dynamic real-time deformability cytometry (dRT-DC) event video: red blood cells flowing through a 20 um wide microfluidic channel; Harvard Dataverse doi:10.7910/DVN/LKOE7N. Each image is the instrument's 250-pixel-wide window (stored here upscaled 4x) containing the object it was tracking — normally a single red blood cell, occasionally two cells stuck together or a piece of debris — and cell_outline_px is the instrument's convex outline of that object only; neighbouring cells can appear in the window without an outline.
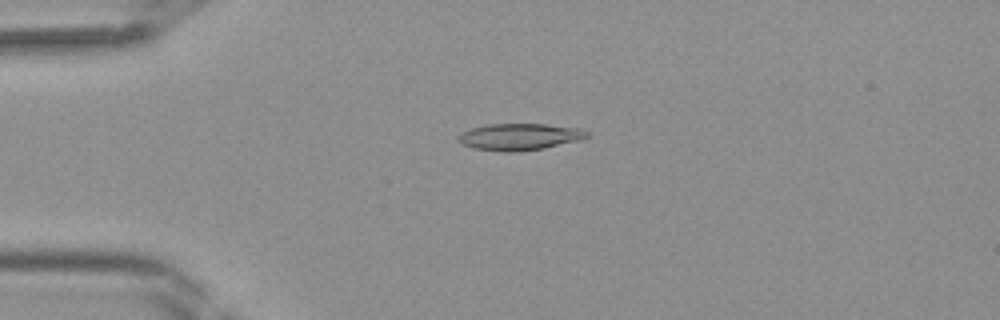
{"species": "Egyptian fruit bat (a non-hibernating species)", "species_latin": "Rousettus aegyptiacus", "temperature_condition": "room temperature", "stored_images_in_passage": 41, "camera_frame_rate_fps": 3000, "um_per_image_px": 0.085, "frame": {"image": 1, "passage_image": 10, "time_ms": 3.0, "image_size_px": [1000, 320], "cell_outline_px": [[588, 136], [584, 140], [544, 148], [516, 152], [504, 152], [472, 148], [464, 144], [460, 140], [460, 132], [472, 128], [488, 124], [544, 124], [580, 128], [588, 132]], "centroid_in_image_um": [44.22, 11.63], "position_along_channel_um": 40.8, "area_um2": 20.06}}
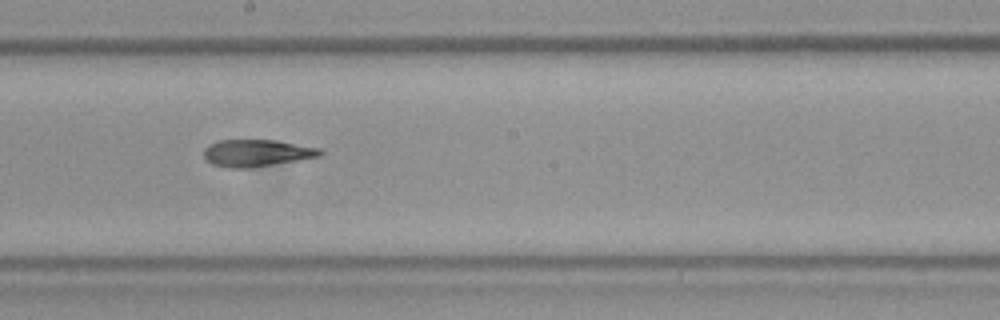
{"frame": {"image": 2, "passage_image": 23, "time_ms": 7.333, "image_size_px": [1000, 320], "cell_outline_px": [[324, 152], [320, 156], [252, 168], [228, 168], [212, 164], [204, 156], [204, 148], [208, 144], [220, 140], [276, 140], [320, 148]], "centroid_in_image_um": [21.81, 13.0], "position_along_channel_um": 226.4, "area_um2": 18.32}}
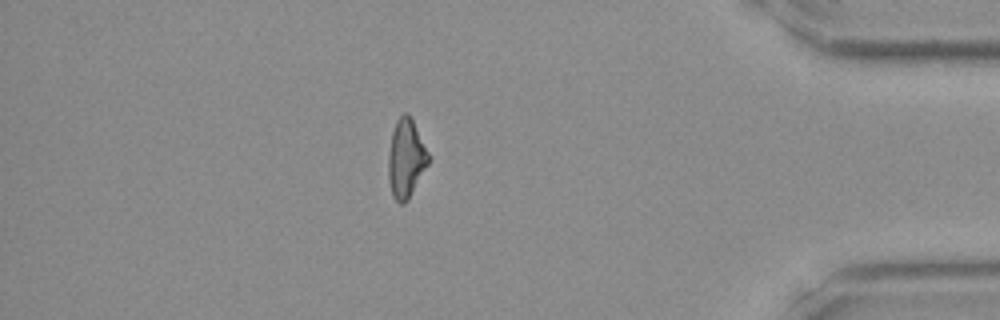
{"frame": {"image": 3, "passage_image": 36, "time_ms": 11.667, "image_size_px": [1000, 320], "cell_outline_px": [[432, 156], [428, 164], [408, 200], [404, 204], [400, 204], [392, 196], [388, 180], [388, 156], [392, 132], [396, 120], [404, 112], [408, 112]], "centroid_in_image_um": [34.52, 13.47], "position_along_channel_um": 400.7, "area_um2": 18.67}}